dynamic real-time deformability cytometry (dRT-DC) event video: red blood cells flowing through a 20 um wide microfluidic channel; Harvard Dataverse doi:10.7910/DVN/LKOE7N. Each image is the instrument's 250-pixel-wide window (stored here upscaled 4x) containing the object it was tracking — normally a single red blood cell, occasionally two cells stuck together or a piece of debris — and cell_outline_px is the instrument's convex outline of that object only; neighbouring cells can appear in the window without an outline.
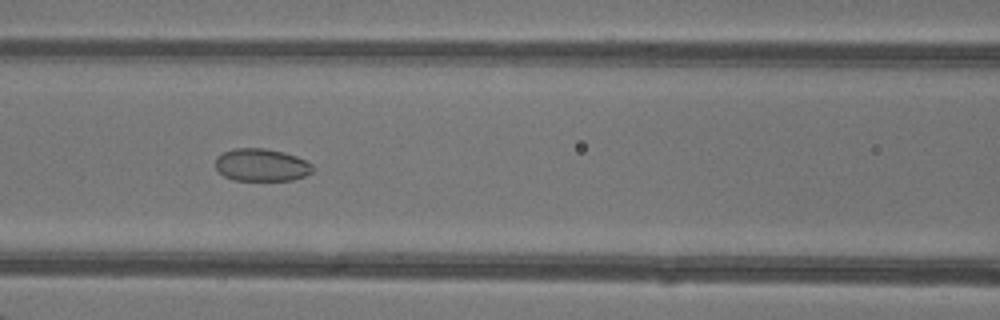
{"species": "common noctule bat (a hibernating species)", "species_latin": "Nyctalus noctula", "temperature_condition": "warm", "stored_images_in_passage": 24, "camera_frame_rate_fps": 3000, "um_per_image_px": 0.085, "animal": {"sex": "female"}, "frame": {"image": 1, "passage_image": 21, "time_ms": 6.667, "image_size_px": [1000, 320], "cell_outline_px": [[312, 172], [304, 176], [292, 180], [232, 180], [224, 176], [216, 168], [216, 156], [232, 148], [264, 148], [284, 152], [296, 156], [312, 164]], "centroid_in_image_um": [22.2, 14.02], "position_along_channel_um": 144.4, "area_um2": 18.44}}
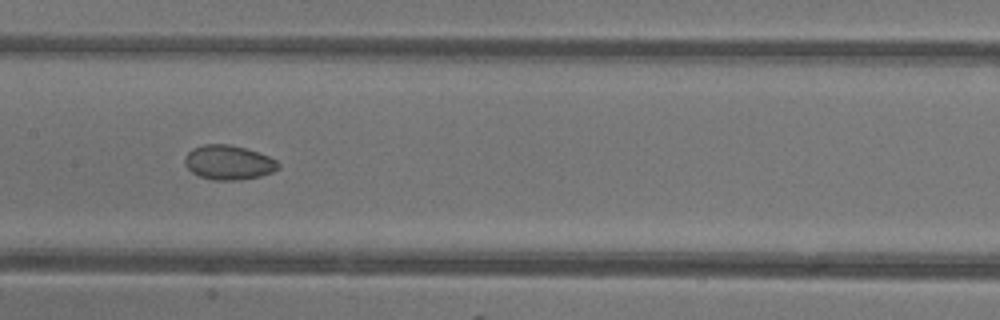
{"frame": {"image": 2, "passage_image": 24, "time_ms": 7.667, "image_size_px": [1000, 320], "cell_outline_px": [[280, 168], [272, 172], [260, 176], [240, 180], [212, 180], [200, 176], [192, 172], [188, 168], [184, 160], [184, 156], [192, 148], [204, 144], [228, 144], [244, 148], [268, 156], [276, 160], [280, 164]], "centroid_in_image_um": [19.42, 13.81], "position_along_channel_um": 188.0, "area_um2": 18.73}}